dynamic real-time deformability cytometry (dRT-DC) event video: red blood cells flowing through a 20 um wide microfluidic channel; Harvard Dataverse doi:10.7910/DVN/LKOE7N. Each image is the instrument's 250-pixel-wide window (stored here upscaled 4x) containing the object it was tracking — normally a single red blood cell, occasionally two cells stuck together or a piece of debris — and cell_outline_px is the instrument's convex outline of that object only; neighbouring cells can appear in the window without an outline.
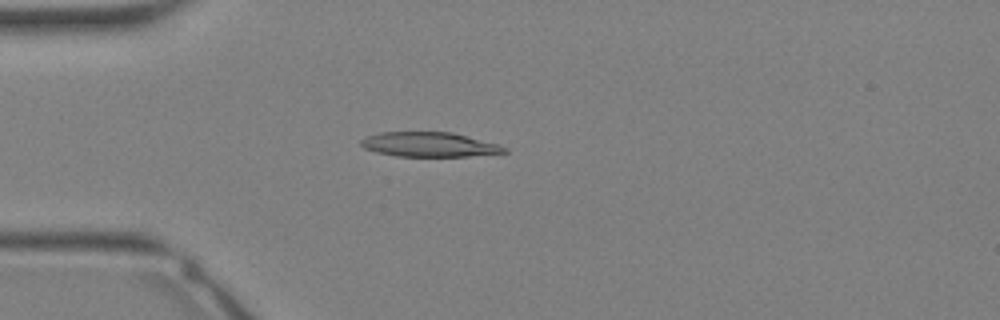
{"species": "Egyptian fruit bat (a non-hibernating species)", "species_latin": "Rousettus aegyptiacus", "temperature_condition": "warm", "stored_images_in_passage": 25, "camera_frame_rate_fps": 3000, "um_per_image_px": 0.085, "animal": {"sex": "female"}, "frame": {"image": 1, "passage_image": 1, "time_ms": 0.0, "image_size_px": [1000, 320], "cell_outline_px": [[508, 152], [468, 156], [396, 156], [376, 152], [364, 148], [360, 144], [360, 140], [364, 136], [380, 132], [452, 132], [500, 144], [508, 148]], "centroid_in_image_um": [36.48, 12.28], "position_along_channel_um": 48.5, "area_um2": 20.69}}
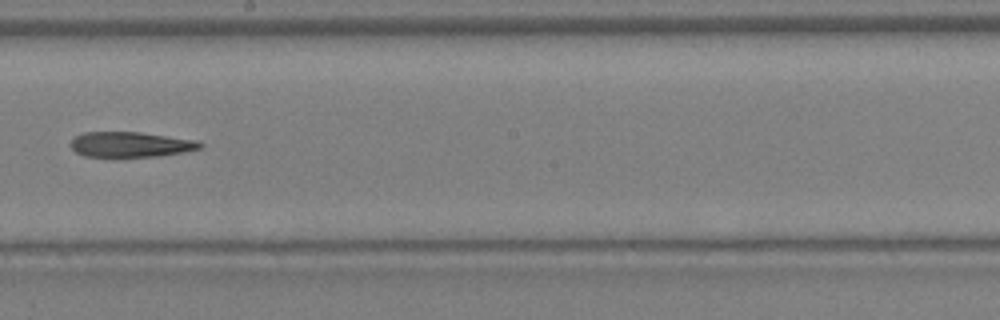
{"frame": {"image": 2, "passage_image": 11, "time_ms": 3.333, "image_size_px": [1000, 320], "cell_outline_px": [[204, 144], [200, 148], [160, 156], [84, 156], [76, 152], [68, 144], [76, 136], [84, 132], [140, 132], [200, 140]], "centroid_in_image_um": [11.11, 12.26], "position_along_channel_um": 237.1, "area_um2": 18.96}}
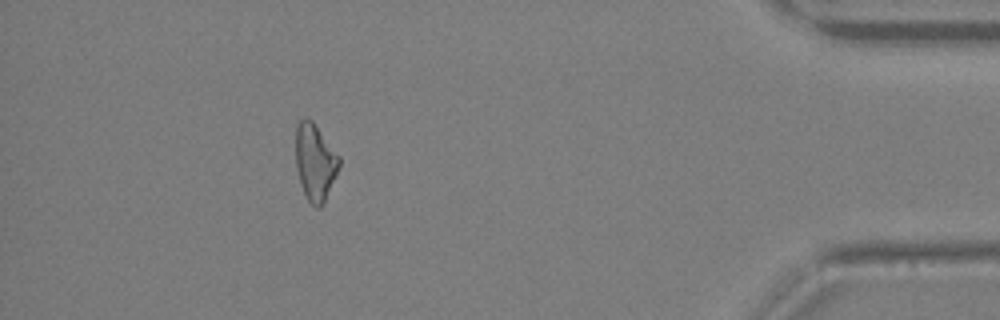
{"frame": {"image": 3, "passage_image": 22, "time_ms": 7.0, "image_size_px": [1000, 320], "cell_outline_px": [[340, 164], [336, 176], [320, 208], [316, 208], [308, 200], [300, 184], [296, 168], [296, 124], [304, 116], [308, 116], [312, 120], [340, 156]], "centroid_in_image_um": [26.77, 13.73], "position_along_channel_um": 408.4, "area_um2": 19.48}}